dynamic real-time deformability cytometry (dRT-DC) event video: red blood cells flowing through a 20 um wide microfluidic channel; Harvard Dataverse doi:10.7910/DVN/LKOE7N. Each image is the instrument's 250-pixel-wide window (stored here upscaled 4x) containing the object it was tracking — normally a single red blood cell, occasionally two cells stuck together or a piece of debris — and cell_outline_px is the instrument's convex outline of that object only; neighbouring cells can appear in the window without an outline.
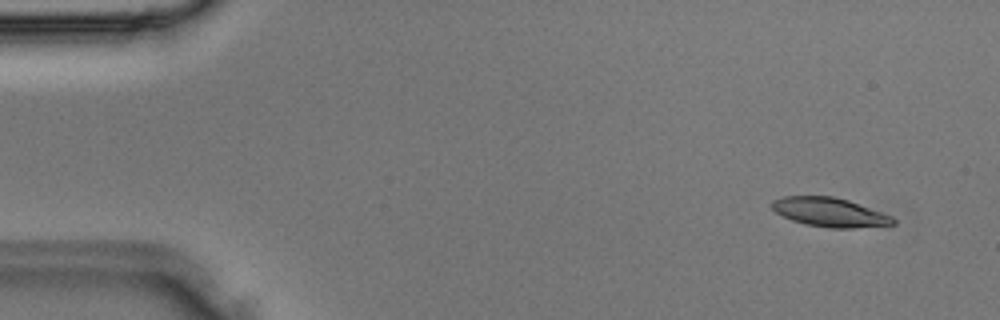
{"species": "Egyptian fruit bat (a non-hibernating species)", "species_latin": "Rousettus aegyptiacus", "temperature_condition": "room temperature", "stored_images_in_passage": 37, "camera_frame_rate_fps": 3000, "um_per_image_px": 0.085, "animal": {"sex": "male"}, "frame": {"image": 1, "passage_image": 3, "time_ms": 0.667, "image_size_px": [1000, 320], "cell_outline_px": [[896, 224], [856, 228], [832, 228], [804, 224], [792, 220], [776, 212], [772, 208], [772, 200], [784, 196], [832, 196], [848, 200], [892, 216], [896, 220]], "centroid_in_image_um": [70.54, 18.04], "position_along_channel_um": 14.5, "area_um2": 20.4}}
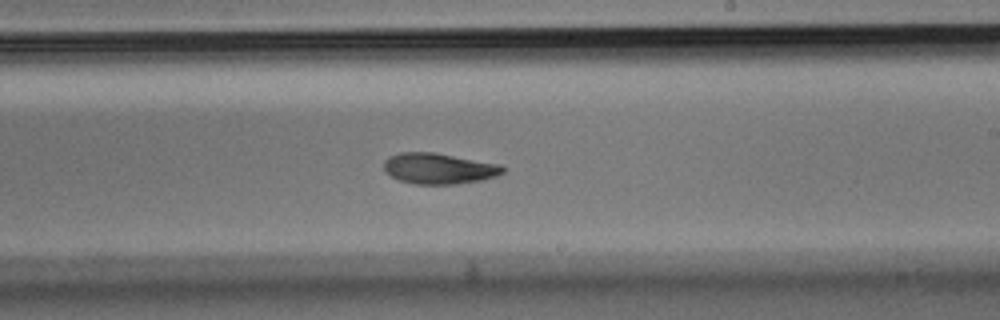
{"frame": {"image": 2, "passage_image": 22, "time_ms": 7.0, "image_size_px": [1000, 320], "cell_outline_px": [[504, 172], [496, 176], [480, 180], [456, 184], [416, 184], [400, 180], [384, 172], [384, 160], [388, 156], [400, 152], [432, 152], [500, 164], [504, 168]], "centroid_in_image_um": [37.27, 14.32], "position_along_channel_um": 251.7, "area_um2": 21.27}}
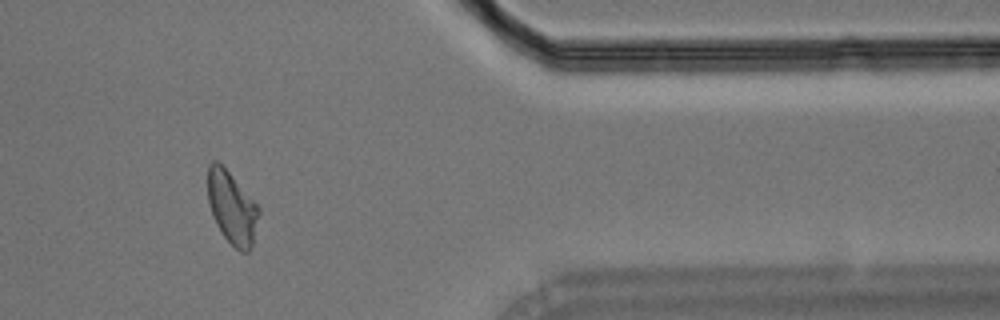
{"frame": {"image": 3, "passage_image": 31, "time_ms": 10.0, "image_size_px": [1000, 320], "cell_outline_px": [[260, 212], [252, 244], [248, 252], [240, 252], [224, 236], [216, 224], [212, 216], [208, 204], [208, 164], [212, 160], [216, 160], [228, 172], [260, 208]], "centroid_in_image_um": [19.7, 17.66], "position_along_channel_um": 391.7, "area_um2": 21.21}}